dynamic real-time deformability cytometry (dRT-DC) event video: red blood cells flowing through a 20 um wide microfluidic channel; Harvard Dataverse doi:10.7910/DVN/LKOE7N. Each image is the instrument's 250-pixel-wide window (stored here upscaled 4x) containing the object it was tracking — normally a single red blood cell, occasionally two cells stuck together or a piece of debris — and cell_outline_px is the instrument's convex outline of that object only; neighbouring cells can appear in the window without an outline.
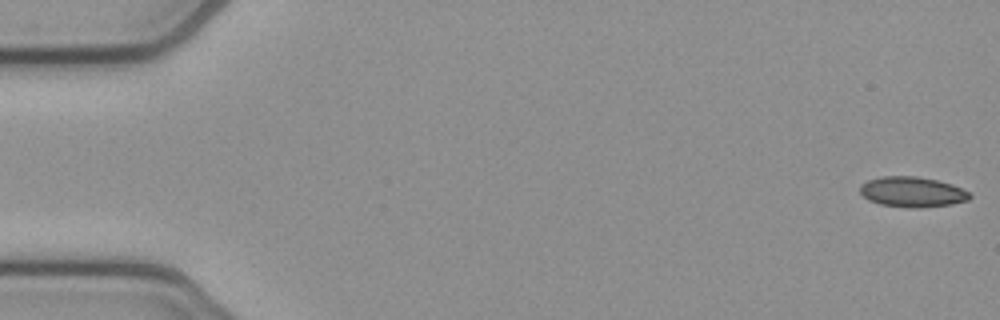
{"species": "common noctule bat (a hibernating species)", "species_latin": "Nyctalus noctula", "temperature_condition": "cold", "stored_images_in_passage": 53, "camera_frame_rate_fps": 3000, "um_per_image_px": 0.085, "animal": {"sex": "female", "body_mass_g": 21.9}, "frame": {"image": 1, "passage_image": 1, "time_ms": 0.0, "image_size_px": [1000, 320], "cell_outline_px": [[972, 196], [968, 200], [952, 204], [920, 208], [912, 208], [880, 204], [868, 200], [860, 192], [860, 184], [868, 180], [880, 176], [916, 176], [936, 180], [952, 184], [968, 192]], "centroid_in_image_um": [77.52, 16.31], "position_along_channel_um": 7.5, "area_um2": 19.36}}
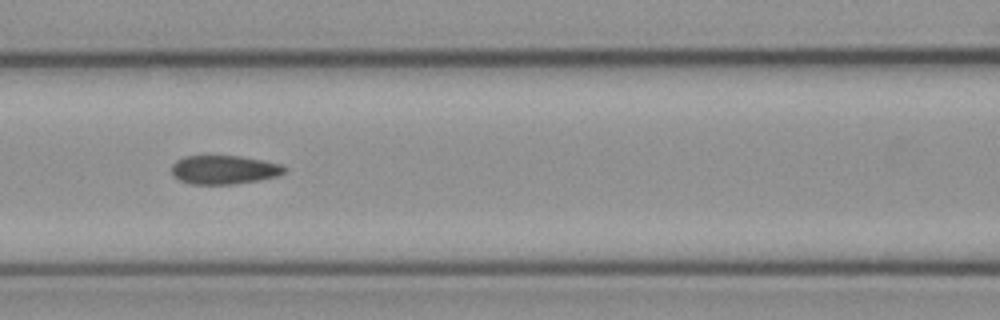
{"frame": {"image": 2, "passage_image": 23, "time_ms": 7.333, "image_size_px": [1000, 320], "cell_outline_px": [[288, 168], [280, 176], [260, 180], [236, 184], [188, 184], [172, 176], [172, 164], [176, 160], [184, 156], [240, 156], [264, 160], [284, 164]], "centroid_in_image_um": [19.09, 14.43], "position_along_channel_um": 147.5, "area_um2": 19.31}}
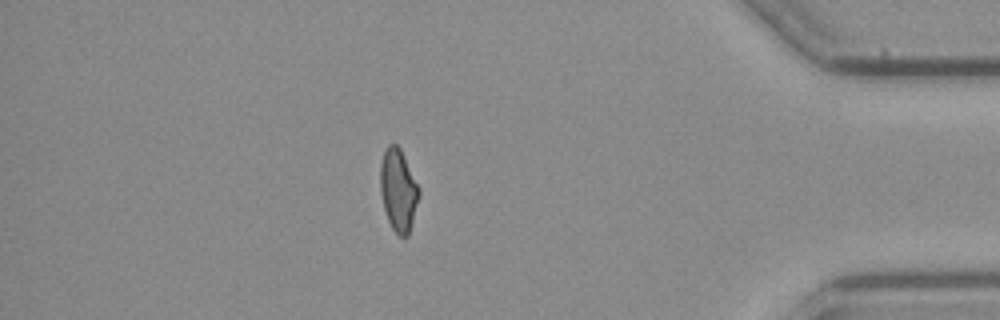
{"frame": {"image": 3, "passage_image": 46, "time_ms": 15.0, "image_size_px": [1000, 320], "cell_outline_px": [[420, 196], [408, 236], [400, 236], [392, 228], [388, 220], [384, 208], [380, 192], [380, 164], [384, 148], [388, 144], [396, 144], [400, 148], [420, 188]], "centroid_in_image_um": [33.85, 16.13], "position_along_channel_um": 401.3, "area_um2": 18.67}, "authors_computed_cell_mechanics": {"area_um2": 19.3052, "velocity_mm_per_s": 3.877, "shape_relaxation_time_tau1_ms": null, "shape_relaxation_time_tau2_ms": 3.2522, "deformation_change_tau1": null, "deformation_change_tau2": 0.0698}}